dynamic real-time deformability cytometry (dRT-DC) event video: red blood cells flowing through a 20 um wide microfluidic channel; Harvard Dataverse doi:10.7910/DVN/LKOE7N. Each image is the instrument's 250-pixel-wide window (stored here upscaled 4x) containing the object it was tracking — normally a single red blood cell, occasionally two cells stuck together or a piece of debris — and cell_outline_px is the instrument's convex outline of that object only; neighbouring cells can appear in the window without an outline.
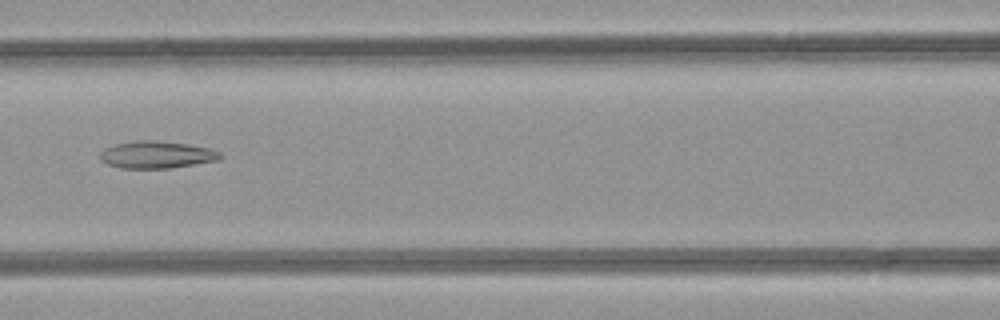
{"species": "common noctule bat (a hibernating species)", "species_latin": "Nyctalus noctula", "temperature_condition": "room temperature", "stored_images_in_passage": 35, "camera_frame_rate_fps": 3000, "um_per_image_px": 0.085, "animal": {"sex": "female", "body_mass_g": 21.9}, "frame": {"image": 1, "passage_image": 14, "time_ms": 4.333, "image_size_px": [1000, 320], "cell_outline_px": [[224, 156], [220, 160], [168, 168], [120, 168], [108, 164], [100, 160], [100, 152], [104, 148], [116, 144], [140, 140], [148, 140], [188, 144], [208, 148], [220, 152]], "centroid_in_image_um": [13.32, 13.15], "position_along_channel_um": 153.3, "area_um2": 18.9}}
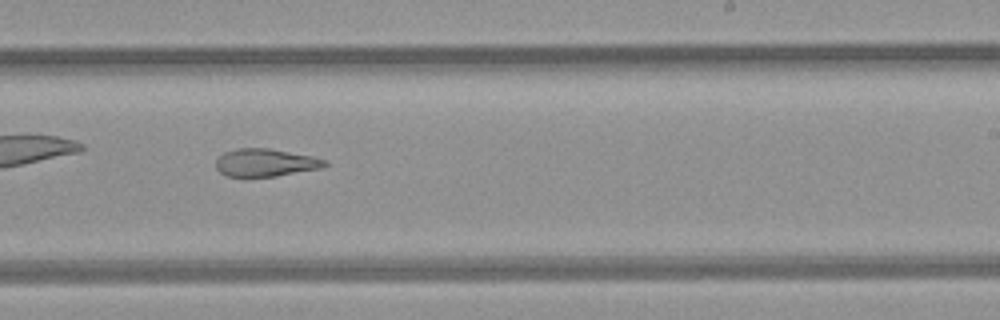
{"frame": {"image": 2, "passage_image": 22, "time_ms": 7.0, "image_size_px": [1000, 320], "cell_outline_px": [[328, 164], [324, 168], [276, 176], [244, 180], [224, 176], [216, 168], [216, 160], [224, 152], [236, 148], [268, 148], [312, 156], [328, 160]], "centroid_in_image_um": [22.53, 13.87], "position_along_channel_um": 266.5, "area_um2": 18.44}}
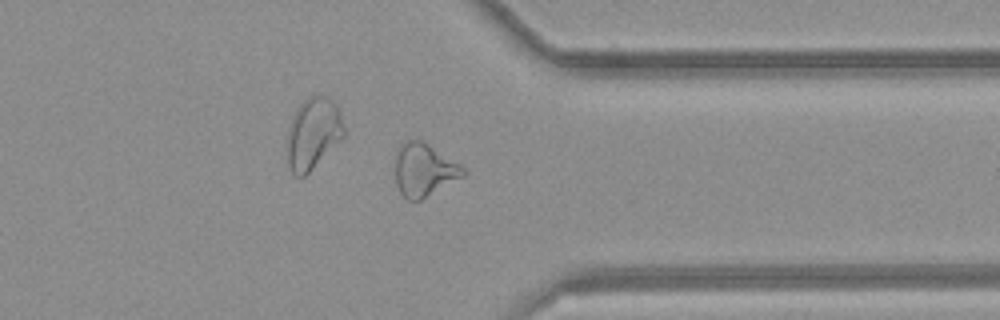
{"frame": {"image": 3, "passage_image": 30, "time_ms": 9.667, "image_size_px": [1000, 320], "cell_outline_px": [[468, 172], [464, 176], [420, 200], [408, 200], [400, 192], [396, 184], [396, 148], [404, 140], [420, 140], [428, 144], [460, 164]], "centroid_in_image_um": [36.04, 14.43], "position_along_channel_um": 375.4, "area_um2": 20.87}, "authors_computed_cell_mechanics": {"area_um2": 19.3052, "velocity_mm_per_s": 4.257, "shape_relaxation_time_tau1_ms": null, "shape_relaxation_time_tau2_ms": 6.8851, "deformation_change_tau1": null, "deformation_change_tau2": 0.1882}}